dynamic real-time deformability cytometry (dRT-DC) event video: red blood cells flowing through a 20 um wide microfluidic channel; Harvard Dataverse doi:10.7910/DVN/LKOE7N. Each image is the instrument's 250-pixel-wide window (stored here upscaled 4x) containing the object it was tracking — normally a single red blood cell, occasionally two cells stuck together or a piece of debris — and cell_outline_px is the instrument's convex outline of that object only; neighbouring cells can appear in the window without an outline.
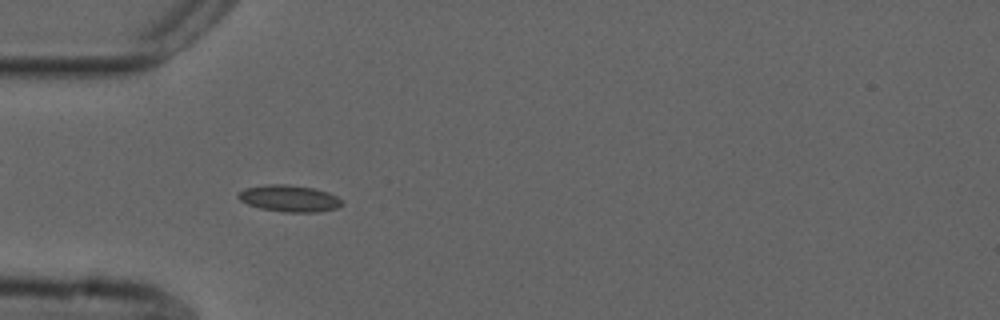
{"species": "common noctule bat (a hibernating species)", "species_latin": "Nyctalus noctula", "temperature_condition": "cold", "stored_images_in_passage": 54, "camera_frame_rate_fps": 3000, "um_per_image_px": 0.085, "animal": {"sex": "male", "forearm_length_mm": 52.5}, "frame": {"image": 1, "passage_image": 16, "time_ms": 5.0, "image_size_px": [1000, 320], "cell_outline_px": [[344, 204], [336, 208], [316, 212], [284, 212], [260, 208], [248, 204], [240, 200], [236, 196], [244, 188], [268, 184], [288, 184], [312, 188], [328, 192], [344, 200]], "centroid_in_image_um": [24.6, 16.86], "position_along_channel_um": 60.4, "area_um2": 16.13}}
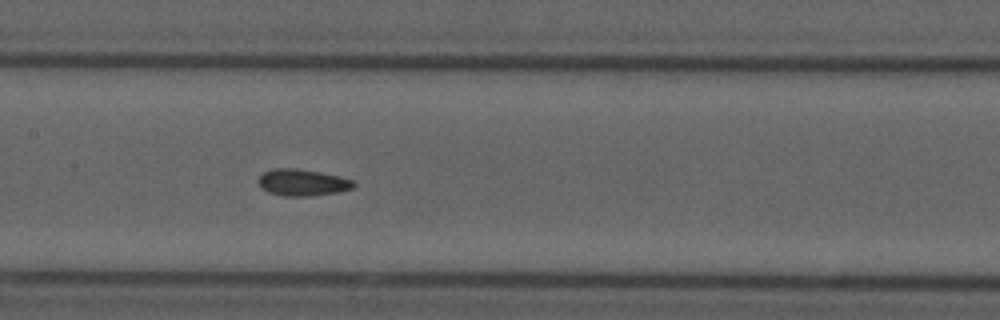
{"frame": {"image": 2, "passage_image": 26, "time_ms": 8.333, "image_size_px": [1000, 320], "cell_outline_px": [[356, 184], [352, 188], [336, 192], [312, 196], [284, 196], [268, 192], [260, 188], [256, 180], [264, 172], [272, 168], [296, 168], [320, 172], [340, 176], [356, 180]], "centroid_in_image_um": [25.69, 15.5], "position_along_channel_um": 181.7, "area_um2": 15.03}}
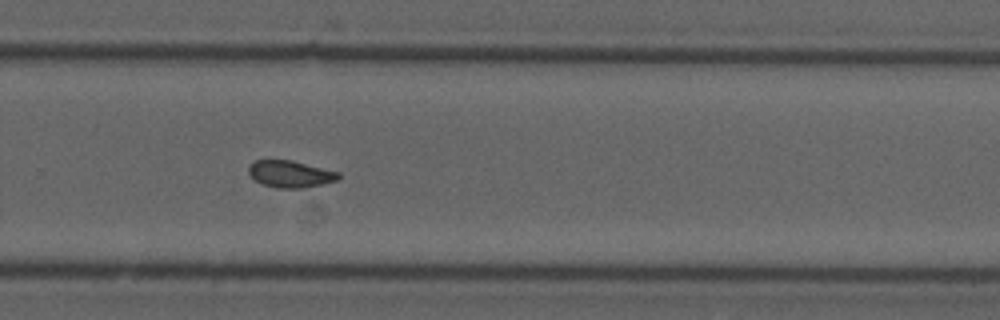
{"frame": {"image": 3, "passage_image": 36, "time_ms": 11.667, "image_size_px": [1000, 320], "cell_outline_px": [[340, 176], [336, 180], [324, 184], [304, 188], [276, 188], [260, 184], [248, 172], [248, 168], [256, 160], [292, 160], [340, 172]], "centroid_in_image_um": [24.7, 14.8], "position_along_channel_um": 305.1, "area_um2": 14.1}, "authors_computed_cell_mechanics": {"area_um2": 14.6812, "velocity_mm_per_s": 3.7196, "shape_relaxation_time_tau1_ms": null, "shape_relaxation_time_tau2_ms": 1.9492, "deformation_change_tau1": null, "deformation_change_tau2": 0.0463}}